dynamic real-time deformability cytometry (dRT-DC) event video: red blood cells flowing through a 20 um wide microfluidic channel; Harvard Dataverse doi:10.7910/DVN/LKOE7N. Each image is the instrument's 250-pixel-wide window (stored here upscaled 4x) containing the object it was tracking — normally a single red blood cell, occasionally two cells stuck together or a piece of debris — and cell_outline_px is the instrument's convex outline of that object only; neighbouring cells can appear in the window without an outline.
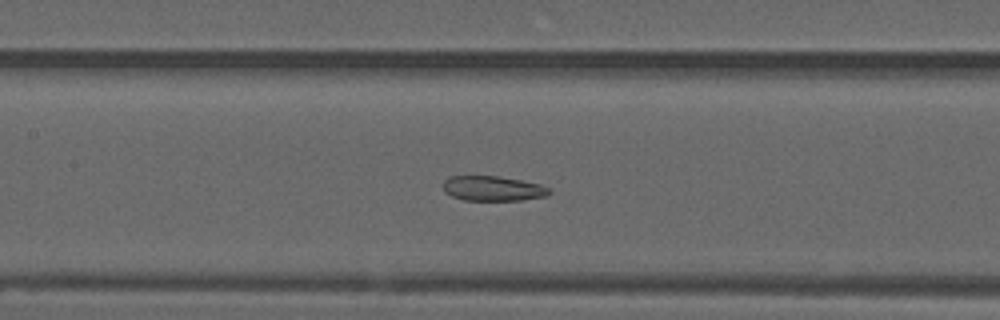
{"species": "common noctule bat (a hibernating species)", "species_latin": "Nyctalus noctula", "temperature_condition": "warm", "stored_images_in_passage": 55, "camera_frame_rate_fps": 3000, "um_per_image_px": 0.085, "animal": {"sex": "male", "forearm_length_mm": 52.5}, "frame": {"image": 1, "passage_image": 26, "time_ms": 8.333, "image_size_px": [1000, 320], "cell_outline_px": [[552, 192], [548, 196], [520, 200], [464, 200], [452, 196], [444, 192], [444, 180], [448, 176], [500, 176], [540, 184], [548, 188]], "centroid_in_image_um": [41.9, 16.02], "position_along_channel_um": 165.5, "area_um2": 15.43}}
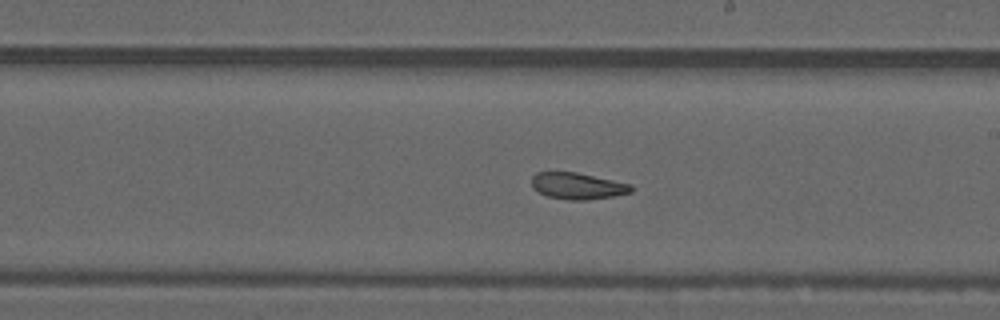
{"frame": {"image": 2, "passage_image": 32, "time_ms": 10.333, "image_size_px": [1000, 320], "cell_outline_px": [[632, 192], [612, 196], [584, 200], [568, 200], [548, 196], [532, 188], [532, 176], [536, 172], [576, 172], [632, 184]], "centroid_in_image_um": [49.08, 15.8], "position_along_channel_um": 239.9, "area_um2": 15.26}}
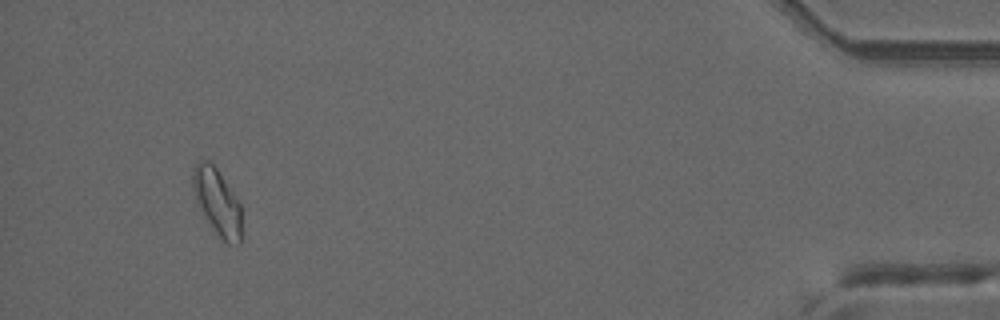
{"frame": {"image": 3, "passage_image": 52, "time_ms": 17.0, "image_size_px": [1000, 320], "cell_outline_px": [[240, 244], [228, 244], [216, 232], [200, 208], [196, 200], [192, 188], [192, 168], [200, 160], [208, 160], [216, 168], [240, 204]], "centroid_in_image_um": [18.43, 17.12], "position_along_channel_um": 416.8, "area_um2": 18.26}, "authors_computed_cell_mechanics": {"area_um2": 17.918, "velocity_mm_per_s": 3.738, "shape_relaxation_time_tau1_ms": null, "shape_relaxation_time_tau2_ms": 2.4289, "deformation_change_tau1": null, "deformation_change_tau2": 0.086}}